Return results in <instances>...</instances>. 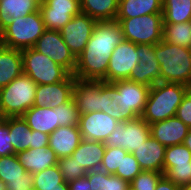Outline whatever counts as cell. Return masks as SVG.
Here are the masks:
<instances>
[{
  "label": "cell",
  "mask_w": 191,
  "mask_h": 190,
  "mask_svg": "<svg viewBox=\"0 0 191 190\" xmlns=\"http://www.w3.org/2000/svg\"><path fill=\"white\" fill-rule=\"evenodd\" d=\"M123 40V31L118 21H97L85 49L76 58L73 73L76 79L106 82L110 56Z\"/></svg>",
  "instance_id": "1"
},
{
  "label": "cell",
  "mask_w": 191,
  "mask_h": 190,
  "mask_svg": "<svg viewBox=\"0 0 191 190\" xmlns=\"http://www.w3.org/2000/svg\"><path fill=\"white\" fill-rule=\"evenodd\" d=\"M190 87L180 83L159 82L150 87L141 116L149 125L176 116L177 108Z\"/></svg>",
  "instance_id": "2"
},
{
  "label": "cell",
  "mask_w": 191,
  "mask_h": 190,
  "mask_svg": "<svg viewBox=\"0 0 191 190\" xmlns=\"http://www.w3.org/2000/svg\"><path fill=\"white\" fill-rule=\"evenodd\" d=\"M161 82L180 83L191 88V48L160 41L154 45Z\"/></svg>",
  "instance_id": "3"
},
{
  "label": "cell",
  "mask_w": 191,
  "mask_h": 190,
  "mask_svg": "<svg viewBox=\"0 0 191 190\" xmlns=\"http://www.w3.org/2000/svg\"><path fill=\"white\" fill-rule=\"evenodd\" d=\"M37 84L26 74L0 88V112L3 118L22 116L34 104Z\"/></svg>",
  "instance_id": "4"
},
{
  "label": "cell",
  "mask_w": 191,
  "mask_h": 190,
  "mask_svg": "<svg viewBox=\"0 0 191 190\" xmlns=\"http://www.w3.org/2000/svg\"><path fill=\"white\" fill-rule=\"evenodd\" d=\"M45 30L40 10L16 17L1 31L2 45L19 50L33 48Z\"/></svg>",
  "instance_id": "5"
},
{
  "label": "cell",
  "mask_w": 191,
  "mask_h": 190,
  "mask_svg": "<svg viewBox=\"0 0 191 190\" xmlns=\"http://www.w3.org/2000/svg\"><path fill=\"white\" fill-rule=\"evenodd\" d=\"M116 21L121 26L124 40L146 45H155L162 41L163 13L116 18Z\"/></svg>",
  "instance_id": "6"
},
{
  "label": "cell",
  "mask_w": 191,
  "mask_h": 190,
  "mask_svg": "<svg viewBox=\"0 0 191 190\" xmlns=\"http://www.w3.org/2000/svg\"><path fill=\"white\" fill-rule=\"evenodd\" d=\"M23 73L28 75L37 85L55 84L64 81L70 73L34 48L21 50Z\"/></svg>",
  "instance_id": "7"
},
{
  "label": "cell",
  "mask_w": 191,
  "mask_h": 190,
  "mask_svg": "<svg viewBox=\"0 0 191 190\" xmlns=\"http://www.w3.org/2000/svg\"><path fill=\"white\" fill-rule=\"evenodd\" d=\"M99 111L105 112L119 122L137 117L132 110L126 109L125 80L113 83L99 81Z\"/></svg>",
  "instance_id": "8"
},
{
  "label": "cell",
  "mask_w": 191,
  "mask_h": 190,
  "mask_svg": "<svg viewBox=\"0 0 191 190\" xmlns=\"http://www.w3.org/2000/svg\"><path fill=\"white\" fill-rule=\"evenodd\" d=\"M150 136V126L142 118L120 122L105 141L106 146L120 147L128 153L135 151Z\"/></svg>",
  "instance_id": "9"
},
{
  "label": "cell",
  "mask_w": 191,
  "mask_h": 190,
  "mask_svg": "<svg viewBox=\"0 0 191 190\" xmlns=\"http://www.w3.org/2000/svg\"><path fill=\"white\" fill-rule=\"evenodd\" d=\"M33 48L52 58L55 63L73 75L76 68V58L65 44L60 31L45 30Z\"/></svg>",
  "instance_id": "10"
},
{
  "label": "cell",
  "mask_w": 191,
  "mask_h": 190,
  "mask_svg": "<svg viewBox=\"0 0 191 190\" xmlns=\"http://www.w3.org/2000/svg\"><path fill=\"white\" fill-rule=\"evenodd\" d=\"M136 44L123 40L112 52L106 73V82L128 80L133 68L138 64Z\"/></svg>",
  "instance_id": "11"
},
{
  "label": "cell",
  "mask_w": 191,
  "mask_h": 190,
  "mask_svg": "<svg viewBox=\"0 0 191 190\" xmlns=\"http://www.w3.org/2000/svg\"><path fill=\"white\" fill-rule=\"evenodd\" d=\"M96 22L97 20L80 12L73 16L60 30L65 44L69 47L75 58L85 49L87 42L92 36Z\"/></svg>",
  "instance_id": "12"
},
{
  "label": "cell",
  "mask_w": 191,
  "mask_h": 190,
  "mask_svg": "<svg viewBox=\"0 0 191 190\" xmlns=\"http://www.w3.org/2000/svg\"><path fill=\"white\" fill-rule=\"evenodd\" d=\"M40 1V12L46 30L60 31L73 16L81 12L80 0Z\"/></svg>",
  "instance_id": "13"
},
{
  "label": "cell",
  "mask_w": 191,
  "mask_h": 190,
  "mask_svg": "<svg viewBox=\"0 0 191 190\" xmlns=\"http://www.w3.org/2000/svg\"><path fill=\"white\" fill-rule=\"evenodd\" d=\"M139 62L133 68L129 81L152 87L161 82L160 65L156 59L154 45L136 44Z\"/></svg>",
  "instance_id": "14"
},
{
  "label": "cell",
  "mask_w": 191,
  "mask_h": 190,
  "mask_svg": "<svg viewBox=\"0 0 191 190\" xmlns=\"http://www.w3.org/2000/svg\"><path fill=\"white\" fill-rule=\"evenodd\" d=\"M119 123L105 112L96 111L80 114L78 127L82 139L105 142Z\"/></svg>",
  "instance_id": "15"
},
{
  "label": "cell",
  "mask_w": 191,
  "mask_h": 190,
  "mask_svg": "<svg viewBox=\"0 0 191 190\" xmlns=\"http://www.w3.org/2000/svg\"><path fill=\"white\" fill-rule=\"evenodd\" d=\"M76 77L70 74L64 81L55 84L37 85L33 106L56 108L73 98Z\"/></svg>",
  "instance_id": "16"
},
{
  "label": "cell",
  "mask_w": 191,
  "mask_h": 190,
  "mask_svg": "<svg viewBox=\"0 0 191 190\" xmlns=\"http://www.w3.org/2000/svg\"><path fill=\"white\" fill-rule=\"evenodd\" d=\"M150 126V135L165 147L182 144L189 127L176 116L154 122Z\"/></svg>",
  "instance_id": "17"
},
{
  "label": "cell",
  "mask_w": 191,
  "mask_h": 190,
  "mask_svg": "<svg viewBox=\"0 0 191 190\" xmlns=\"http://www.w3.org/2000/svg\"><path fill=\"white\" fill-rule=\"evenodd\" d=\"M166 147L151 135L132 152L142 170L163 173Z\"/></svg>",
  "instance_id": "18"
},
{
  "label": "cell",
  "mask_w": 191,
  "mask_h": 190,
  "mask_svg": "<svg viewBox=\"0 0 191 190\" xmlns=\"http://www.w3.org/2000/svg\"><path fill=\"white\" fill-rule=\"evenodd\" d=\"M82 140L78 126H59L49 135L48 147L58 159L71 156Z\"/></svg>",
  "instance_id": "19"
},
{
  "label": "cell",
  "mask_w": 191,
  "mask_h": 190,
  "mask_svg": "<svg viewBox=\"0 0 191 190\" xmlns=\"http://www.w3.org/2000/svg\"><path fill=\"white\" fill-rule=\"evenodd\" d=\"M19 161L27 172L31 174L45 170L46 168L57 165L58 157L48 146L39 148H29L17 154Z\"/></svg>",
  "instance_id": "20"
},
{
  "label": "cell",
  "mask_w": 191,
  "mask_h": 190,
  "mask_svg": "<svg viewBox=\"0 0 191 190\" xmlns=\"http://www.w3.org/2000/svg\"><path fill=\"white\" fill-rule=\"evenodd\" d=\"M73 99L80 114L99 111V81L76 79Z\"/></svg>",
  "instance_id": "21"
},
{
  "label": "cell",
  "mask_w": 191,
  "mask_h": 190,
  "mask_svg": "<svg viewBox=\"0 0 191 190\" xmlns=\"http://www.w3.org/2000/svg\"><path fill=\"white\" fill-rule=\"evenodd\" d=\"M105 149V142L82 139L71 156L87 172L94 171L100 169Z\"/></svg>",
  "instance_id": "22"
},
{
  "label": "cell",
  "mask_w": 191,
  "mask_h": 190,
  "mask_svg": "<svg viewBox=\"0 0 191 190\" xmlns=\"http://www.w3.org/2000/svg\"><path fill=\"white\" fill-rule=\"evenodd\" d=\"M22 117L31 130L40 131L48 135L59 127L57 121V107L32 106Z\"/></svg>",
  "instance_id": "23"
},
{
  "label": "cell",
  "mask_w": 191,
  "mask_h": 190,
  "mask_svg": "<svg viewBox=\"0 0 191 190\" xmlns=\"http://www.w3.org/2000/svg\"><path fill=\"white\" fill-rule=\"evenodd\" d=\"M23 74L21 50L0 47V88L7 86L16 77Z\"/></svg>",
  "instance_id": "24"
},
{
  "label": "cell",
  "mask_w": 191,
  "mask_h": 190,
  "mask_svg": "<svg viewBox=\"0 0 191 190\" xmlns=\"http://www.w3.org/2000/svg\"><path fill=\"white\" fill-rule=\"evenodd\" d=\"M40 0H0V30L14 18L24 17L40 10Z\"/></svg>",
  "instance_id": "25"
},
{
  "label": "cell",
  "mask_w": 191,
  "mask_h": 190,
  "mask_svg": "<svg viewBox=\"0 0 191 190\" xmlns=\"http://www.w3.org/2000/svg\"><path fill=\"white\" fill-rule=\"evenodd\" d=\"M119 0H80V10L97 21L116 20Z\"/></svg>",
  "instance_id": "26"
},
{
  "label": "cell",
  "mask_w": 191,
  "mask_h": 190,
  "mask_svg": "<svg viewBox=\"0 0 191 190\" xmlns=\"http://www.w3.org/2000/svg\"><path fill=\"white\" fill-rule=\"evenodd\" d=\"M163 13L162 0H120L117 18Z\"/></svg>",
  "instance_id": "27"
},
{
  "label": "cell",
  "mask_w": 191,
  "mask_h": 190,
  "mask_svg": "<svg viewBox=\"0 0 191 190\" xmlns=\"http://www.w3.org/2000/svg\"><path fill=\"white\" fill-rule=\"evenodd\" d=\"M149 90L150 87L145 84L125 80L126 109L132 110L137 117H141L146 107Z\"/></svg>",
  "instance_id": "28"
},
{
  "label": "cell",
  "mask_w": 191,
  "mask_h": 190,
  "mask_svg": "<svg viewBox=\"0 0 191 190\" xmlns=\"http://www.w3.org/2000/svg\"><path fill=\"white\" fill-rule=\"evenodd\" d=\"M91 190H130V183L114 174H107L101 169L88 171Z\"/></svg>",
  "instance_id": "29"
},
{
  "label": "cell",
  "mask_w": 191,
  "mask_h": 190,
  "mask_svg": "<svg viewBox=\"0 0 191 190\" xmlns=\"http://www.w3.org/2000/svg\"><path fill=\"white\" fill-rule=\"evenodd\" d=\"M9 133L14 154L29 149L31 129L22 116L9 117Z\"/></svg>",
  "instance_id": "30"
},
{
  "label": "cell",
  "mask_w": 191,
  "mask_h": 190,
  "mask_svg": "<svg viewBox=\"0 0 191 190\" xmlns=\"http://www.w3.org/2000/svg\"><path fill=\"white\" fill-rule=\"evenodd\" d=\"M163 23L191 21V0H162Z\"/></svg>",
  "instance_id": "31"
},
{
  "label": "cell",
  "mask_w": 191,
  "mask_h": 190,
  "mask_svg": "<svg viewBox=\"0 0 191 190\" xmlns=\"http://www.w3.org/2000/svg\"><path fill=\"white\" fill-rule=\"evenodd\" d=\"M162 40L181 47L191 48V21L163 23Z\"/></svg>",
  "instance_id": "32"
},
{
  "label": "cell",
  "mask_w": 191,
  "mask_h": 190,
  "mask_svg": "<svg viewBox=\"0 0 191 190\" xmlns=\"http://www.w3.org/2000/svg\"><path fill=\"white\" fill-rule=\"evenodd\" d=\"M33 188L37 190L68 189V183L63 180L57 165L34 173Z\"/></svg>",
  "instance_id": "33"
},
{
  "label": "cell",
  "mask_w": 191,
  "mask_h": 190,
  "mask_svg": "<svg viewBox=\"0 0 191 190\" xmlns=\"http://www.w3.org/2000/svg\"><path fill=\"white\" fill-rule=\"evenodd\" d=\"M191 151L182 143L166 147L163 164V174L172 166H190Z\"/></svg>",
  "instance_id": "34"
},
{
  "label": "cell",
  "mask_w": 191,
  "mask_h": 190,
  "mask_svg": "<svg viewBox=\"0 0 191 190\" xmlns=\"http://www.w3.org/2000/svg\"><path fill=\"white\" fill-rule=\"evenodd\" d=\"M25 172L16 154L0 157V180L3 183L10 179L24 178Z\"/></svg>",
  "instance_id": "35"
},
{
  "label": "cell",
  "mask_w": 191,
  "mask_h": 190,
  "mask_svg": "<svg viewBox=\"0 0 191 190\" xmlns=\"http://www.w3.org/2000/svg\"><path fill=\"white\" fill-rule=\"evenodd\" d=\"M57 166L65 182L79 179L87 174L83 166L78 164L72 156H66L58 160Z\"/></svg>",
  "instance_id": "36"
},
{
  "label": "cell",
  "mask_w": 191,
  "mask_h": 190,
  "mask_svg": "<svg viewBox=\"0 0 191 190\" xmlns=\"http://www.w3.org/2000/svg\"><path fill=\"white\" fill-rule=\"evenodd\" d=\"M141 171L142 168L133 154L122 149V163L120 168H117L114 175L119 176L130 183Z\"/></svg>",
  "instance_id": "37"
},
{
  "label": "cell",
  "mask_w": 191,
  "mask_h": 190,
  "mask_svg": "<svg viewBox=\"0 0 191 190\" xmlns=\"http://www.w3.org/2000/svg\"><path fill=\"white\" fill-rule=\"evenodd\" d=\"M80 112L72 98L69 102L57 106V121L59 126H78Z\"/></svg>",
  "instance_id": "38"
},
{
  "label": "cell",
  "mask_w": 191,
  "mask_h": 190,
  "mask_svg": "<svg viewBox=\"0 0 191 190\" xmlns=\"http://www.w3.org/2000/svg\"><path fill=\"white\" fill-rule=\"evenodd\" d=\"M163 173L142 170L131 182L130 190H155Z\"/></svg>",
  "instance_id": "39"
},
{
  "label": "cell",
  "mask_w": 191,
  "mask_h": 190,
  "mask_svg": "<svg viewBox=\"0 0 191 190\" xmlns=\"http://www.w3.org/2000/svg\"><path fill=\"white\" fill-rule=\"evenodd\" d=\"M122 163V148L106 146L100 169L107 174H115Z\"/></svg>",
  "instance_id": "40"
},
{
  "label": "cell",
  "mask_w": 191,
  "mask_h": 190,
  "mask_svg": "<svg viewBox=\"0 0 191 190\" xmlns=\"http://www.w3.org/2000/svg\"><path fill=\"white\" fill-rule=\"evenodd\" d=\"M164 175L178 187L189 185L191 163L190 166H172Z\"/></svg>",
  "instance_id": "41"
},
{
  "label": "cell",
  "mask_w": 191,
  "mask_h": 190,
  "mask_svg": "<svg viewBox=\"0 0 191 190\" xmlns=\"http://www.w3.org/2000/svg\"><path fill=\"white\" fill-rule=\"evenodd\" d=\"M14 154L9 133V117L0 121V157Z\"/></svg>",
  "instance_id": "42"
},
{
  "label": "cell",
  "mask_w": 191,
  "mask_h": 190,
  "mask_svg": "<svg viewBox=\"0 0 191 190\" xmlns=\"http://www.w3.org/2000/svg\"><path fill=\"white\" fill-rule=\"evenodd\" d=\"M176 117L191 129V88L186 92L181 104L178 106Z\"/></svg>",
  "instance_id": "43"
},
{
  "label": "cell",
  "mask_w": 191,
  "mask_h": 190,
  "mask_svg": "<svg viewBox=\"0 0 191 190\" xmlns=\"http://www.w3.org/2000/svg\"><path fill=\"white\" fill-rule=\"evenodd\" d=\"M34 175L24 173V178L10 179L5 183L6 190H31L33 188Z\"/></svg>",
  "instance_id": "44"
},
{
  "label": "cell",
  "mask_w": 191,
  "mask_h": 190,
  "mask_svg": "<svg viewBox=\"0 0 191 190\" xmlns=\"http://www.w3.org/2000/svg\"><path fill=\"white\" fill-rule=\"evenodd\" d=\"M49 135L40 131L31 130V143L29 148H39L43 146H48Z\"/></svg>",
  "instance_id": "45"
},
{
  "label": "cell",
  "mask_w": 191,
  "mask_h": 190,
  "mask_svg": "<svg viewBox=\"0 0 191 190\" xmlns=\"http://www.w3.org/2000/svg\"><path fill=\"white\" fill-rule=\"evenodd\" d=\"M68 190H91L87 176L68 182Z\"/></svg>",
  "instance_id": "46"
},
{
  "label": "cell",
  "mask_w": 191,
  "mask_h": 190,
  "mask_svg": "<svg viewBox=\"0 0 191 190\" xmlns=\"http://www.w3.org/2000/svg\"><path fill=\"white\" fill-rule=\"evenodd\" d=\"M155 190H180V187L176 186L171 180L163 175L159 179Z\"/></svg>",
  "instance_id": "47"
},
{
  "label": "cell",
  "mask_w": 191,
  "mask_h": 190,
  "mask_svg": "<svg viewBox=\"0 0 191 190\" xmlns=\"http://www.w3.org/2000/svg\"><path fill=\"white\" fill-rule=\"evenodd\" d=\"M183 144L191 151V129H189L187 136L184 138Z\"/></svg>",
  "instance_id": "48"
},
{
  "label": "cell",
  "mask_w": 191,
  "mask_h": 190,
  "mask_svg": "<svg viewBox=\"0 0 191 190\" xmlns=\"http://www.w3.org/2000/svg\"><path fill=\"white\" fill-rule=\"evenodd\" d=\"M180 190H191V184L180 187Z\"/></svg>",
  "instance_id": "49"
},
{
  "label": "cell",
  "mask_w": 191,
  "mask_h": 190,
  "mask_svg": "<svg viewBox=\"0 0 191 190\" xmlns=\"http://www.w3.org/2000/svg\"><path fill=\"white\" fill-rule=\"evenodd\" d=\"M0 190H6L5 183L0 180Z\"/></svg>",
  "instance_id": "50"
},
{
  "label": "cell",
  "mask_w": 191,
  "mask_h": 190,
  "mask_svg": "<svg viewBox=\"0 0 191 190\" xmlns=\"http://www.w3.org/2000/svg\"><path fill=\"white\" fill-rule=\"evenodd\" d=\"M2 46V33H1V30H0V47Z\"/></svg>",
  "instance_id": "51"
},
{
  "label": "cell",
  "mask_w": 191,
  "mask_h": 190,
  "mask_svg": "<svg viewBox=\"0 0 191 190\" xmlns=\"http://www.w3.org/2000/svg\"><path fill=\"white\" fill-rule=\"evenodd\" d=\"M3 119L2 115H1V112H0V121Z\"/></svg>",
  "instance_id": "52"
}]
</instances>
